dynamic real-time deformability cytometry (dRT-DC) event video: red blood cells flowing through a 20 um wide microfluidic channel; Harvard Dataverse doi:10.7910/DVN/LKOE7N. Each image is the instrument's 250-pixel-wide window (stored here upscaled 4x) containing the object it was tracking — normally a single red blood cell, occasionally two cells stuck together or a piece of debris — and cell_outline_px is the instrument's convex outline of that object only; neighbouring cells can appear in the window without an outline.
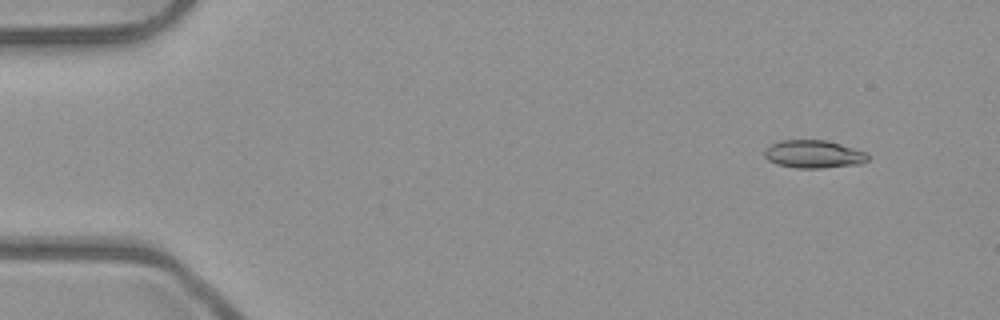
{"species": "common noctule bat (a hibernating species)", "species_latin": "Nyctalus noctula", "temperature_condition": "room temperature", "stored_images_in_passage": 8, "camera_frame_rate_fps": 3000, "um_per_image_px": 0.085, "animal": {"sex": "male", "body_mass_g": 23.1, "forearm_length_mm": 52.7}, "frame": {"image": 1, "passage_image": 2, "time_ms": 0.333, "image_size_px": [1000, 320], "cell_outline_px": [[872, 156], [868, 160], [860, 164], [820, 168], [796, 168], [776, 164], [768, 160], [764, 156], [764, 148], [780, 140], [824, 140], [840, 144], [868, 152]], "centroid_in_image_um": [69.18, 13.1], "position_along_channel_um": 15.8, "area_um2": 16.99}}
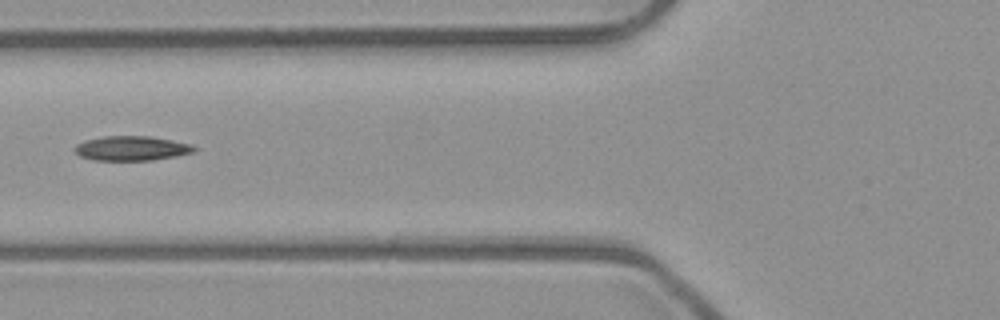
{"frame": {"image": 2, "passage_image": 6, "time_ms": 1.667, "image_size_px": [1000, 320], "cell_outline_px": [[196, 148], [192, 152], [176, 156], [152, 160], [92, 160], [80, 156], [72, 148], [76, 144], [84, 140], [104, 136], [148, 136], [172, 140], [188, 144]], "centroid_in_image_um": [11.11, 12.6], "position_along_channel_um": 114.7, "area_um2": 16.99}}
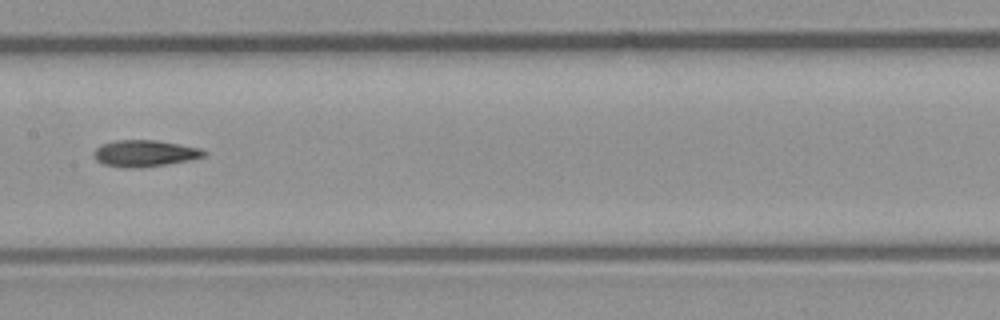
{"frame": {"image": 3, "passage_image": 8, "time_ms": 2.333, "image_size_px": [1000, 320], "cell_outline_px": [[208, 152], [204, 156], [188, 160], [164, 164], [136, 168], [128, 168], [104, 164], [96, 160], [92, 152], [100, 144], [116, 140], [156, 140], [200, 148]], "centroid_in_image_um": [12.26, 13.02], "position_along_channel_um": 195.1, "area_um2": 16.88}}